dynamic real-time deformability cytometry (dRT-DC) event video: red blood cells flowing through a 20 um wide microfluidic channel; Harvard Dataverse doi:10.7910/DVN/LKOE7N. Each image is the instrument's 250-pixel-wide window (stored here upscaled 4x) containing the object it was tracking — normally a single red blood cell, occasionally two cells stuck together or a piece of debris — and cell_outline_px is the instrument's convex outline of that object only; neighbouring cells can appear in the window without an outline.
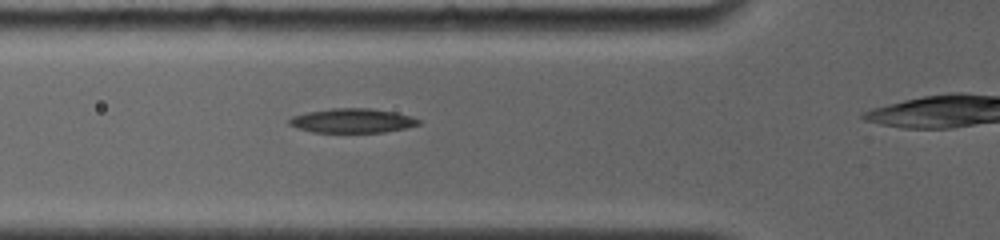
{"species": "common noctule bat (a hibernating species)", "species_latin": "Nyctalus noctula", "temperature_condition": "room temperature", "stored_images_in_passage": 18, "camera_frame_rate_fps": 4000, "um_per_image_px": 0.085, "animal": {"sex": "female", "body_mass_g": 19.0, "forearm_length_mm": 56.7}, "frame": {"image": 1, "passage_image": 3, "time_ms": 1.5, "image_size_px": [1000, 240], "cell_outline_px": [[420, 124], [404, 128], [384, 132], [312, 132], [296, 128], [288, 124], [288, 120], [292, 116], [308, 112], [332, 108], [368, 108], [396, 112], [420, 120]], "centroid_in_image_um": [29.9, 10.26], "position_along_channel_um": 95.9, "area_um2": 18.21}}
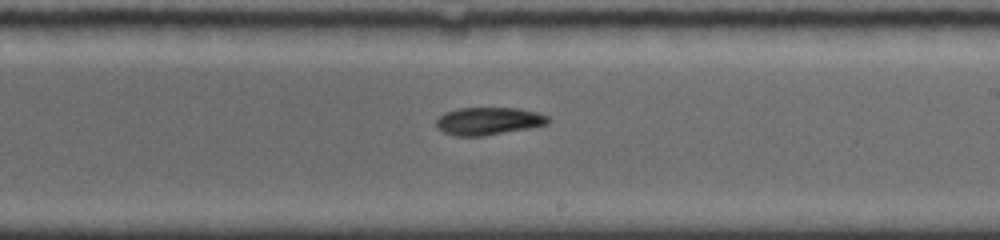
{"frame": {"image": 2, "passage_image": 9, "time_ms": 5.5, "image_size_px": [1000, 240], "cell_outline_px": [[548, 124], [528, 128], [484, 136], [452, 136], [436, 128], [436, 120], [444, 112], [460, 108], [516, 108], [536, 112], [548, 116]], "centroid_in_image_um": [41.47, 10.3], "position_along_channel_um": 247.5, "area_um2": 17.98}}
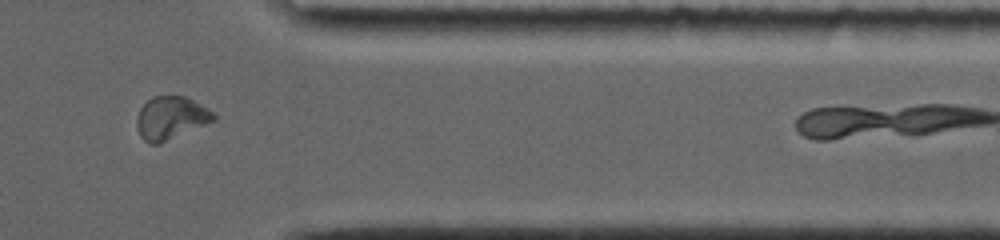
{"frame": {"image": 3, "passage_image": 16, "time_ms": 9.5, "image_size_px": [1000, 240], "cell_outline_px": [[216, 120], [160, 144], [148, 144], [140, 136], [136, 124], [136, 116], [140, 108], [152, 96], [184, 96], [200, 104], [212, 112], [216, 116]], "centroid_in_image_um": [14.49, 10.04], "position_along_channel_um": 396.9, "area_um2": 19.25}, "authors_computed_cell_mechanics": {"area_um2": 18.5249, "velocity_mm_per_s": 3.797, "shape_relaxation_time_tau1_ms": 5.0723, "shape_relaxation_time_tau2_ms": null, "deformation_change_tau1": 0.1268, "deformation_change_tau2": null}}